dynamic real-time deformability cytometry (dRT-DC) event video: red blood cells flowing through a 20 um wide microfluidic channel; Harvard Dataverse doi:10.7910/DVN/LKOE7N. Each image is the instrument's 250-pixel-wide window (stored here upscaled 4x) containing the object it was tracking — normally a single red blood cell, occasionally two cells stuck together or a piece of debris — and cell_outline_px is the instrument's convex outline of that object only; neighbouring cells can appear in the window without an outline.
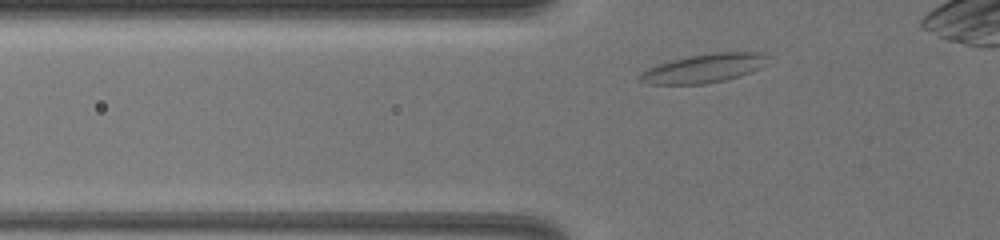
{"species": "common noctule bat (a hibernating species)", "species_latin": "Nyctalus noctula", "temperature_condition": "warm", "stored_images_in_passage": 5, "camera_frame_rate_fps": 3000, "um_per_image_px": 0.085, "animal": {"sex": "female", "body_mass_g": 19.5, "forearm_length_mm": 54.1}, "frame": {"image": 1, "passage_image": 2, "time_ms": 0.667, "image_size_px": [1000, 240], "cell_outline_px": [[768, 64], [760, 68], [740, 76], [724, 80], [704, 84], [648, 84], [636, 80], [636, 76], [640, 72], [656, 64], [692, 56], [716, 52], [764, 52], [768, 56]], "centroid_in_image_um": [59.82, 5.81], "position_along_channel_um": 66.0, "area_um2": 21.62}}
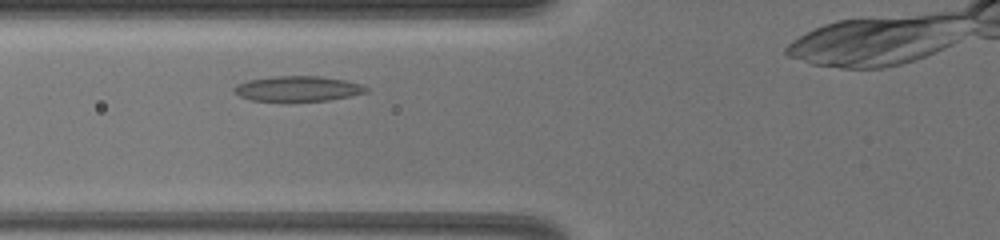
{"frame": {"image": 2, "passage_image": 3, "time_ms": 1.667, "image_size_px": [1000, 240], "cell_outline_px": [[368, 92], [328, 100], [252, 100], [240, 96], [232, 88], [236, 84], [248, 80], [272, 76], [320, 76], [344, 80], [360, 84], [368, 88]], "centroid_in_image_um": [25.3, 7.52], "position_along_channel_um": 100.5, "area_um2": 19.02}}
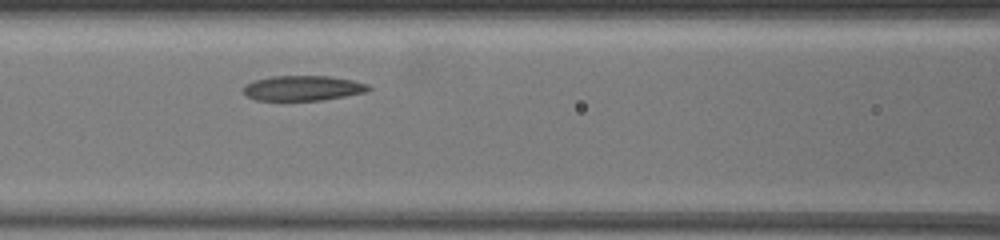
{"frame": {"image": 3, "passage_image": 4, "time_ms": 2.667, "image_size_px": [1000, 240], "cell_outline_px": [[372, 88], [364, 92], [344, 96], [320, 100], [256, 100], [248, 96], [244, 92], [244, 84], [256, 80], [272, 76], [328, 76], [352, 80], [368, 84]], "centroid_in_image_um": [25.74, 7.48], "position_along_channel_um": 140.9, "area_um2": 18.03}}